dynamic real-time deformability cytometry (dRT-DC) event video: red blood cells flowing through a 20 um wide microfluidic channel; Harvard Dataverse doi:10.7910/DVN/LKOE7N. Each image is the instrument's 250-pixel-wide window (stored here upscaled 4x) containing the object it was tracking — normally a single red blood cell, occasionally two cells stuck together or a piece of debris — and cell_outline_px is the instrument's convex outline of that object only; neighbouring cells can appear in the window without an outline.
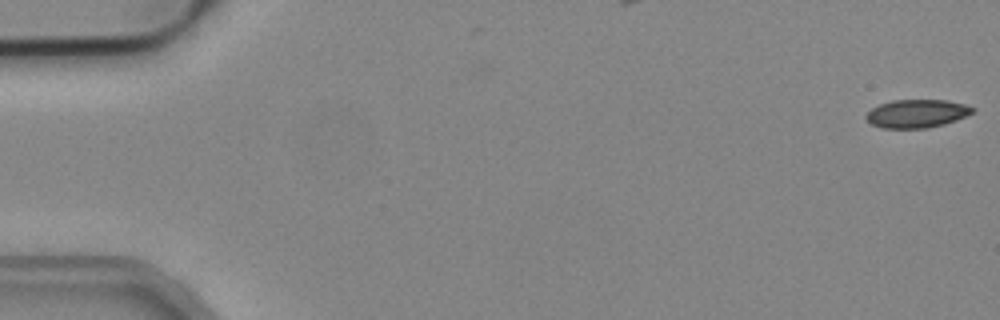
{"species": "common noctule bat (a hibernating species)", "species_latin": "Nyctalus noctula", "temperature_condition": "cold", "stored_images_in_passage": 15, "camera_frame_rate_fps": 3000, "um_per_image_px": 0.085, "animal": {"sex": "male", "body_mass_g": 19.2, "forearm_length_mm": 51.8}, "frame": {"image": 1, "passage_image": 1, "time_ms": 0.0, "image_size_px": [1000, 320], "cell_outline_px": [[976, 108], [972, 112], [956, 120], [944, 124], [928, 128], [880, 128], [872, 124], [864, 116], [872, 108], [880, 104], [892, 100], [944, 100], [964, 104]], "centroid_in_image_um": [77.91, 9.65], "position_along_channel_um": 7.1, "area_um2": 17.4}}
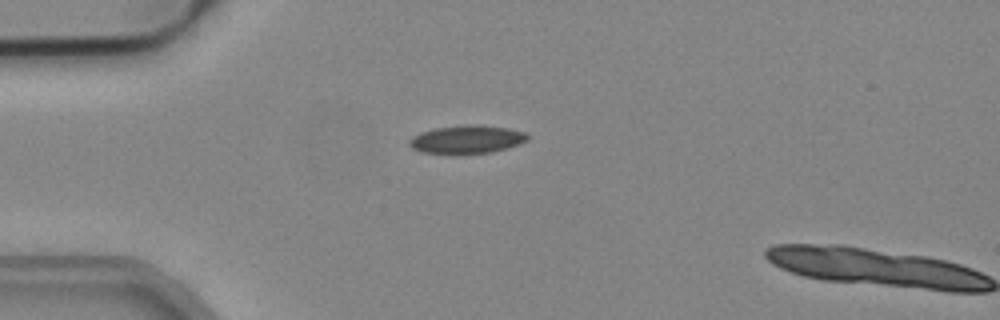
{"frame": {"image": 2, "passage_image": 14, "time_ms": 4.333, "image_size_px": [1000, 320], "cell_outline_px": [[528, 140], [492, 152], [420, 152], [412, 148], [408, 144], [408, 140], [412, 136], [420, 132], [436, 128], [508, 128], [524, 132], [528, 136]], "centroid_in_image_um": [39.61, 11.88], "position_along_channel_um": 45.4, "area_um2": 17.69}}